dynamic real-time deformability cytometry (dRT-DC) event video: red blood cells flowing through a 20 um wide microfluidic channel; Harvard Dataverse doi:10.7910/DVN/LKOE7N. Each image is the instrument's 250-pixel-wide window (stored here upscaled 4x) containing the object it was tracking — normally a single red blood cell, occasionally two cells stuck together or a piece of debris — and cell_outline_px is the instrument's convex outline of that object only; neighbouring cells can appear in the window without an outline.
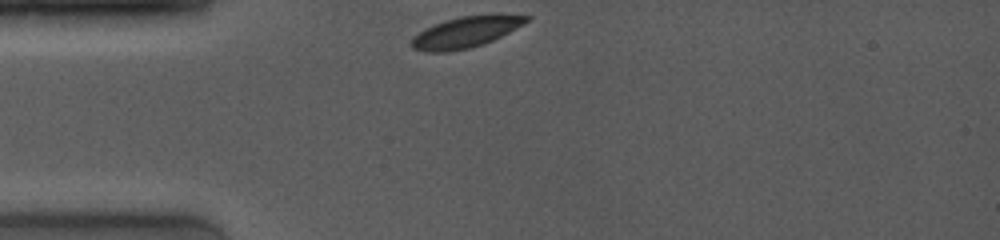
{"species": "common noctule bat (a hibernating species)", "species_latin": "Nyctalus noctula", "temperature_condition": "room temperature", "stored_images_in_passage": 2, "camera_frame_rate_fps": 4000, "um_per_image_px": 0.085, "animal": {"sex": "female", "body_mass_g": 19.0, "forearm_length_mm": 53.3}, "frame": {"image": 1, "passage_image": 1, "time_ms": 0.0, "image_size_px": [1000, 240], "cell_outline_px": [[532, 16], [524, 24], [484, 44], [468, 48], [448, 52], [424, 52], [412, 48], [412, 40], [420, 32], [436, 24], [448, 20], [464, 16]], "centroid_in_image_um": [39.55, 2.78], "position_along_channel_um": 45.5, "area_um2": 19.71}}